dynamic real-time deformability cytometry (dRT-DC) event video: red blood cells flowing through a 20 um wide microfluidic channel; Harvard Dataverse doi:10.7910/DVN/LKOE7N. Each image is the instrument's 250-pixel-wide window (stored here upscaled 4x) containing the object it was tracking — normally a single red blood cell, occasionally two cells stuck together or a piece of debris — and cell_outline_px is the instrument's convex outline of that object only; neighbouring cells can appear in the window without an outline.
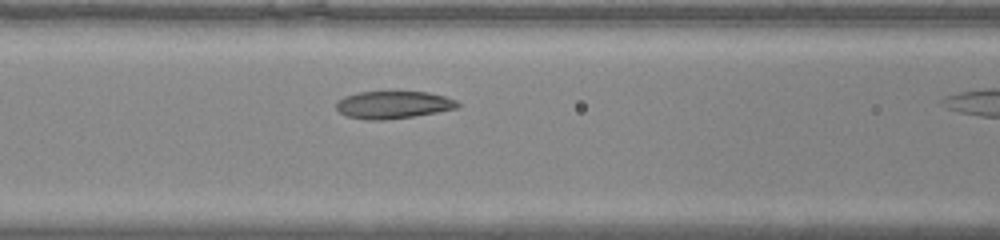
{"species": "common noctule bat (a hibernating species)", "species_latin": "Nyctalus noctula", "temperature_condition": "warm", "stored_images_in_passage": 10, "camera_frame_rate_fps": 3000, "um_per_image_px": 0.085, "animal": {"sex": "male", "body_mass_g": 20.0, "forearm_length_mm": 53.3}, "frame": {"image": 1, "passage_image": 9, "time_ms": 2.667, "image_size_px": [1000, 240], "cell_outline_px": [[460, 108], [412, 116], [384, 120], [364, 120], [348, 116], [340, 112], [336, 108], [336, 100], [344, 96], [360, 92], [428, 92], [444, 96], [456, 100], [460, 104]], "centroid_in_image_um": [33.42, 8.91], "position_along_channel_um": 133.2, "area_um2": 19.42}}